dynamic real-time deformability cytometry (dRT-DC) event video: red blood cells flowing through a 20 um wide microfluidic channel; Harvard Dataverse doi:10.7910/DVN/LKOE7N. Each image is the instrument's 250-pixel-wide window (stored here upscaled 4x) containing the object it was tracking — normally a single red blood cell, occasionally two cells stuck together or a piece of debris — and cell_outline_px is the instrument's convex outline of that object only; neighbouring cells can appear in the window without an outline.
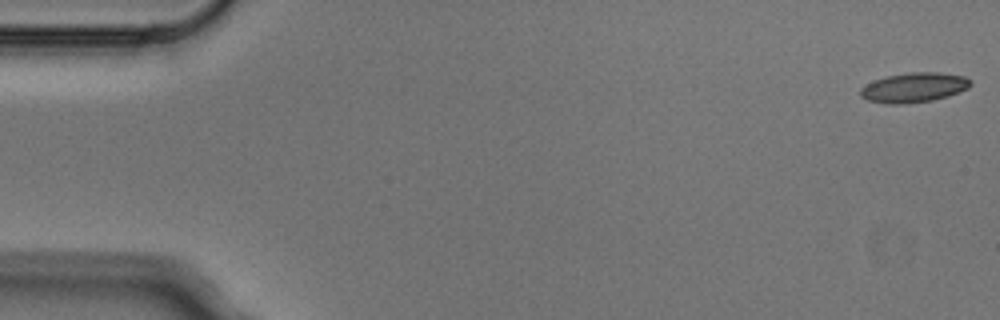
{"species": "Egyptian fruit bat (a non-hibernating species)", "species_latin": "Rousettus aegyptiacus", "temperature_condition": "cold", "stored_images_in_passage": 5, "segment_of_instrument_passage": [1, 2], "camera_frame_rate_fps": 3000, "um_per_image_px": 0.085, "animal": {"sex": "male"}, "frame": {"image": 1, "passage_image": 1, "time_ms": 0.0, "image_size_px": [1000, 320], "cell_outline_px": [[972, 84], [968, 88], [948, 96], [932, 100], [904, 104], [884, 104], [868, 100], [860, 96], [860, 88], [876, 80], [888, 76], [908, 72], [936, 72], [964, 76], [972, 80]], "centroid_in_image_um": [77.7, 7.44], "position_along_channel_um": 7.3, "area_um2": 19.02}}
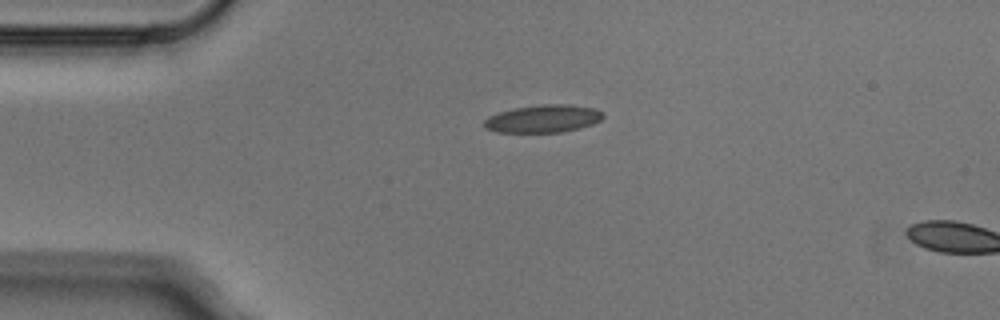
{"frame": {"image": 2, "passage_image": 4, "time_ms": 1.0, "image_size_px": [1000, 320], "cell_outline_px": [[604, 116], [600, 120], [592, 124], [580, 128], [560, 132], [496, 132], [484, 128], [484, 120], [488, 116], [512, 108], [544, 104], [568, 104], [596, 108], [604, 112]], "centroid_in_image_um": [46.18, 10.08], "position_along_channel_um": 38.8, "area_um2": 19.31}}